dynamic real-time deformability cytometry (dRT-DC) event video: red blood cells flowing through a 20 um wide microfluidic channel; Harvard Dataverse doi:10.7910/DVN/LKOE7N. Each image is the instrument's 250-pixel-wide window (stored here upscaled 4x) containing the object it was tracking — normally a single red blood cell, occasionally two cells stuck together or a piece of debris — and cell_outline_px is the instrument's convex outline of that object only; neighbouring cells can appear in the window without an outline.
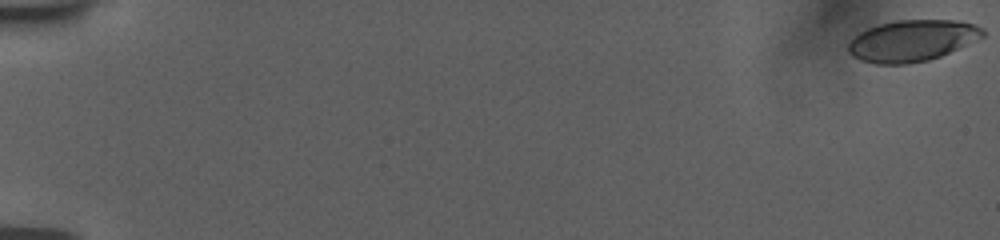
{"species": "human", "species_latin": "Homo sapiens", "temperature_condition": "room temperature", "stored_images_in_passage": 71, "camera_frame_rate_fps": 3000, "um_per_image_px": 0.085, "donor": {"sex": "female"}, "frame": {"image": 1, "passage_image": 1, "time_ms": 0.0, "image_size_px": [1000, 240], "cell_outline_px": [[984, 36], [940, 56], [928, 60], [904, 64], [876, 64], [860, 60], [852, 56], [848, 52], [848, 44], [860, 32], [868, 28], [880, 24], [896, 20], [956, 20], [972, 24], [984, 28]], "centroid_in_image_um": [77.51, 3.45], "position_along_channel_um": 7.5, "area_um2": 32.14}}
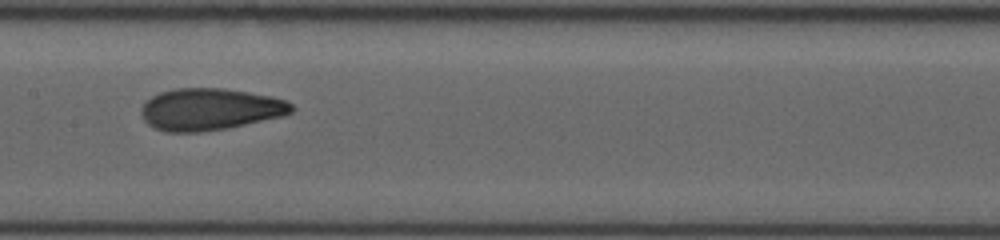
{"frame": {"image": 2, "passage_image": 40, "time_ms": 10.0, "image_size_px": [1000, 240], "cell_outline_px": [[296, 108], [292, 112], [284, 116], [228, 128], [200, 132], [168, 132], [156, 128], [148, 124], [144, 120], [140, 112], [140, 108], [152, 96], [160, 92], [176, 88], [224, 88], [272, 96], [288, 100]], "centroid_in_image_um": [17.88, 9.28], "position_along_channel_um": 189.5, "area_um2": 36.93}}
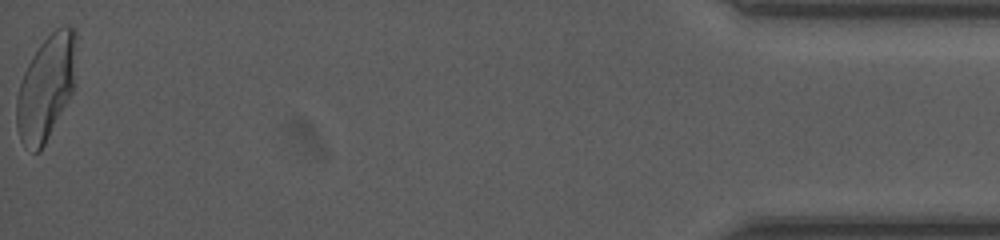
{"frame": {"image": 3, "passage_image": 71, "time_ms": 18.667, "image_size_px": [1000, 240], "cell_outline_px": [[76, 36], [72, 92], [40, 152], [32, 152], [20, 140], [16, 124], [16, 96], [24, 72], [32, 56], [40, 44], [56, 28], [76, 28]], "centroid_in_image_um": [3.88, 7.47], "position_along_channel_um": 431.3, "area_um2": 35.66}, "authors_computed_cell_mechanics": {"area_um2": 35.1424, "velocity_mm_per_s": 3.7783, "shape_relaxation_time_tau1_ms": 5.777, "shape_relaxation_time_tau2_ms": 1.3358, "deformation_change_tau1": 0.2021, "deformation_change_tau2": 0.0729}}